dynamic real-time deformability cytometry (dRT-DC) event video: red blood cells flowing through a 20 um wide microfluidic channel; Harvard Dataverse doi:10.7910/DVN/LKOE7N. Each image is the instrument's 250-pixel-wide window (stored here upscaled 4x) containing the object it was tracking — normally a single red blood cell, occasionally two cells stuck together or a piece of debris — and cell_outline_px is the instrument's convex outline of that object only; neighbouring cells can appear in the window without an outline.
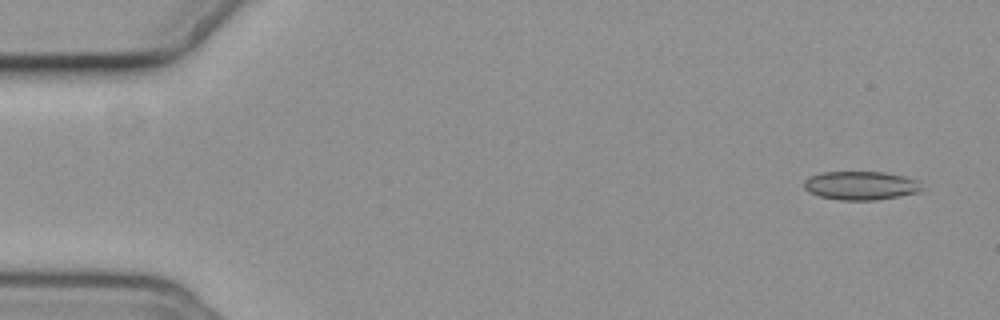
{"species": "common noctule bat (a hibernating species)", "species_latin": "Nyctalus noctula", "temperature_condition": "cold", "stored_images_in_passage": 8, "camera_frame_rate_fps": 3000, "um_per_image_px": 0.085, "animal": {"sex": "female", "body_mass_g": 19.3, "forearm_length_mm": 54.1}, "frame": {"image": 1, "passage_image": 1, "time_ms": 0.0, "image_size_px": [1000, 320], "cell_outline_px": [[924, 188], [916, 192], [876, 200], [840, 200], [820, 196], [808, 192], [804, 188], [804, 180], [808, 176], [820, 172], [884, 172], [904, 176], [916, 180]], "centroid_in_image_um": [73.11, 15.76], "position_along_channel_um": 11.9, "area_um2": 19.59}}